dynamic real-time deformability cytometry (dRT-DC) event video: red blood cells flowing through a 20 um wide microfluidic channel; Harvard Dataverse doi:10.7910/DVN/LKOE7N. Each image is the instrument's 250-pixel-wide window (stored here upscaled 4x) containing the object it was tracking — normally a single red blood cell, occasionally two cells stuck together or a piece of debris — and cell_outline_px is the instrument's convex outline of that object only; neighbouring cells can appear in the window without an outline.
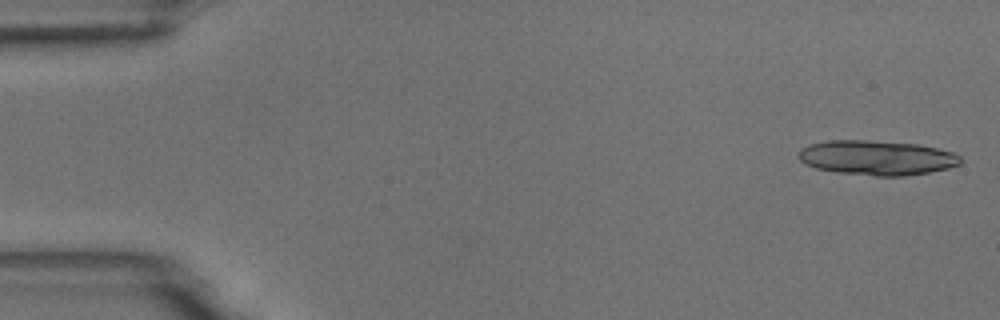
{"species": "common noctule bat (a hibernating species)", "species_latin": "Nyctalus noctula", "temperature_condition": "room temperature", "stored_images_in_passage": 4, "camera_frame_rate_fps": 3000, "um_per_image_px": 0.085, "animal": {"sex": "male", "body_mass_g": 18.8}, "frame": {"image": 1, "passage_image": 1, "time_ms": 0.0, "image_size_px": [1000, 320], "cell_outline_px": [[960, 164], [948, 168], [928, 172], [904, 176], [876, 176], [836, 172], [816, 168], [804, 164], [796, 156], [800, 148], [812, 144], [828, 140], [864, 140], [916, 144], [936, 148], [952, 152], [960, 156]], "centroid_in_image_um": [74.48, 13.41], "position_along_channel_um": 10.5, "area_um2": 32.66}}